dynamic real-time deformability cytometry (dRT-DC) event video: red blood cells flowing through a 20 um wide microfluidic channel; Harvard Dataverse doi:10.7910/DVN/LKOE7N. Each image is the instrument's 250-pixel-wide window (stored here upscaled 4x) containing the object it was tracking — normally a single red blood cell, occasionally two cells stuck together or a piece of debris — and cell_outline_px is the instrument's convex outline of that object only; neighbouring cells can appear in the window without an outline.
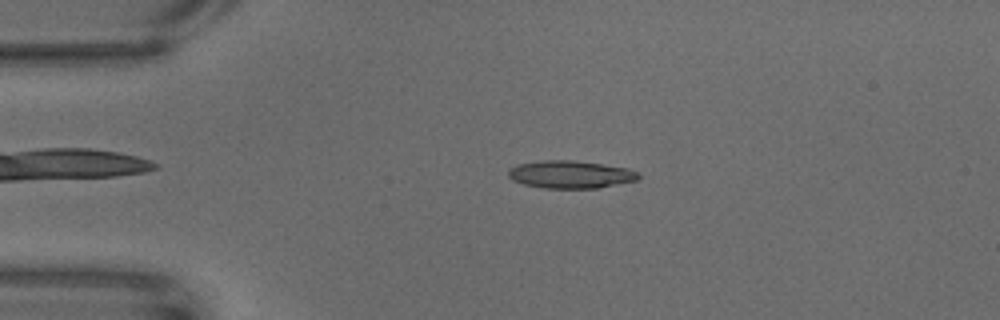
{"species": "common noctule bat (a hibernating species)", "species_latin": "Nyctalus noctula", "temperature_condition": "warm", "stored_images_in_passage": 63, "camera_frame_rate_fps": 3000, "um_per_image_px": 0.085, "animal": {"sex": "male", "body_mass_g": 18.8}, "frame": {"image": 1, "passage_image": 13, "time_ms": 4.0, "image_size_px": [1000, 320], "cell_outline_px": [[640, 176], [636, 180], [596, 188], [544, 188], [524, 184], [512, 180], [508, 176], [508, 168], [520, 164], [544, 160], [572, 160], [628, 168], [636, 172]], "centroid_in_image_um": [48.45, 14.83], "position_along_channel_um": 36.6, "area_um2": 20.69}}
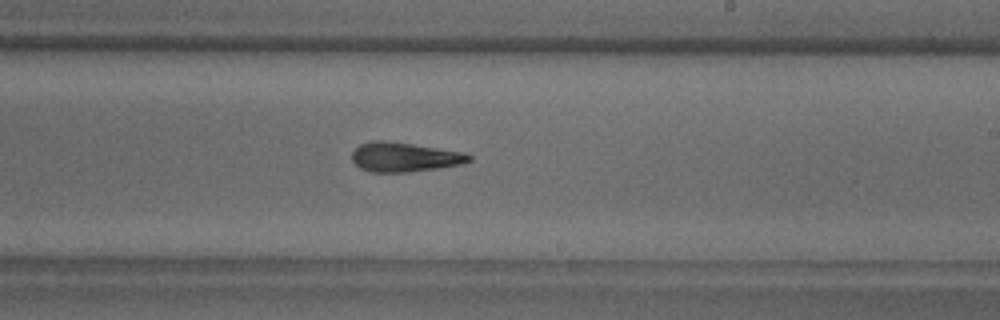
{"frame": {"image": 2, "passage_image": 37, "time_ms": 12.0, "image_size_px": [1000, 320], "cell_outline_px": [[472, 160], [460, 164], [440, 168], [408, 172], [372, 172], [360, 168], [352, 160], [352, 152], [360, 144], [372, 140], [384, 140], [412, 144], [464, 152], [472, 156]], "centroid_in_image_um": [34.37, 13.35], "position_along_channel_um": 254.6, "area_um2": 20.06}}
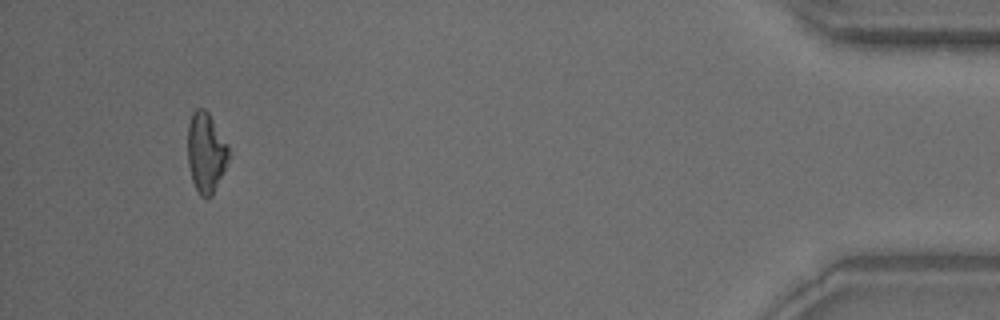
{"frame": {"image": 3, "passage_image": 59, "time_ms": 19.333, "image_size_px": [1000, 320], "cell_outline_px": [[232, 156], [212, 196], [200, 196], [192, 180], [188, 164], [188, 124], [192, 112], [196, 108], [204, 108], [208, 112], [228, 144]], "centroid_in_image_um": [17.54, 12.95], "position_along_channel_um": 417.7, "area_um2": 19.42}}